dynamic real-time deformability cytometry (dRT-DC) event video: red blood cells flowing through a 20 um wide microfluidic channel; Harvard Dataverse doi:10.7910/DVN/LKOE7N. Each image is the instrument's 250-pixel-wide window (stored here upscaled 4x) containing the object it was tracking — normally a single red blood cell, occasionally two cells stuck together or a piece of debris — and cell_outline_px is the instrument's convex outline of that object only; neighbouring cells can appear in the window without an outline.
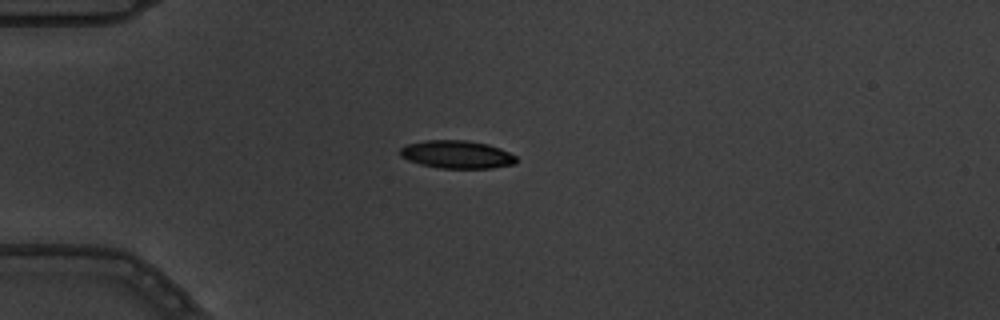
{"species": "common noctule bat (a hibernating species)", "species_latin": "Nyctalus noctula", "temperature_condition": "warm", "stored_images_in_passage": 7, "camera_frame_rate_fps": 3000, "um_per_image_px": 0.085, "animal": {"sex": "male", "body_mass_g": 19.5, "forearm_length_mm": 54.6}, "frame": {"image": 1, "passage_image": 4, "time_ms": 1.0, "image_size_px": [1000, 320], "cell_outline_px": [[516, 164], [492, 168], [440, 168], [420, 164], [408, 160], [400, 156], [400, 148], [408, 144], [424, 140], [464, 140], [488, 144], [500, 148], [516, 156]], "centroid_in_image_um": [38.83, 13.13], "position_along_channel_um": 46.2, "area_um2": 18.9}}